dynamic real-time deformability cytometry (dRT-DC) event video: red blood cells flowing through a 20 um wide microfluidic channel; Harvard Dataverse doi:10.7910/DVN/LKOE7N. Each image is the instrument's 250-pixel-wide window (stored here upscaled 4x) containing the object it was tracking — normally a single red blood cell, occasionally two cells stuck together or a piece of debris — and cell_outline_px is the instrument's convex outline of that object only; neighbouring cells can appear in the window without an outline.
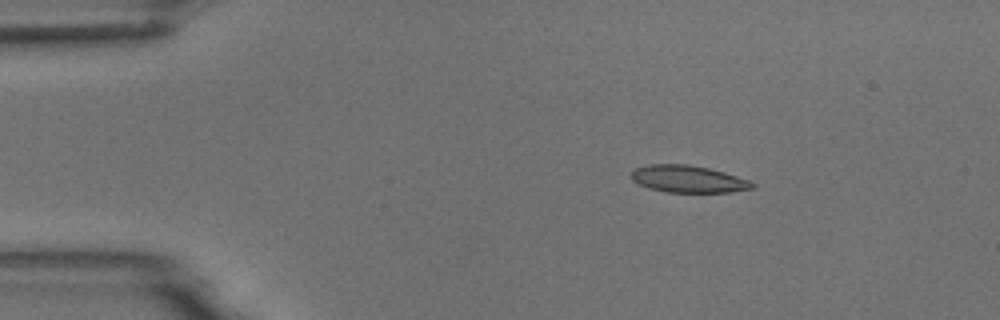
{"species": "common noctule bat (a hibernating species)", "species_latin": "Nyctalus noctula", "temperature_condition": "room temperature", "stored_images_in_passage": 3, "camera_frame_rate_fps": 3000, "um_per_image_px": 0.085, "animal": {"sex": "male", "body_mass_g": 18.8}, "frame": {"image": 1, "passage_image": 2, "time_ms": 0.333, "image_size_px": [1000, 320], "cell_outline_px": [[756, 184], [752, 188], [732, 192], [664, 192], [648, 188], [632, 180], [632, 172], [636, 168], [652, 164], [688, 164], [708, 168], [724, 172], [748, 180]], "centroid_in_image_um": [58.49, 15.22], "position_along_channel_um": 26.5, "area_um2": 18.96}}